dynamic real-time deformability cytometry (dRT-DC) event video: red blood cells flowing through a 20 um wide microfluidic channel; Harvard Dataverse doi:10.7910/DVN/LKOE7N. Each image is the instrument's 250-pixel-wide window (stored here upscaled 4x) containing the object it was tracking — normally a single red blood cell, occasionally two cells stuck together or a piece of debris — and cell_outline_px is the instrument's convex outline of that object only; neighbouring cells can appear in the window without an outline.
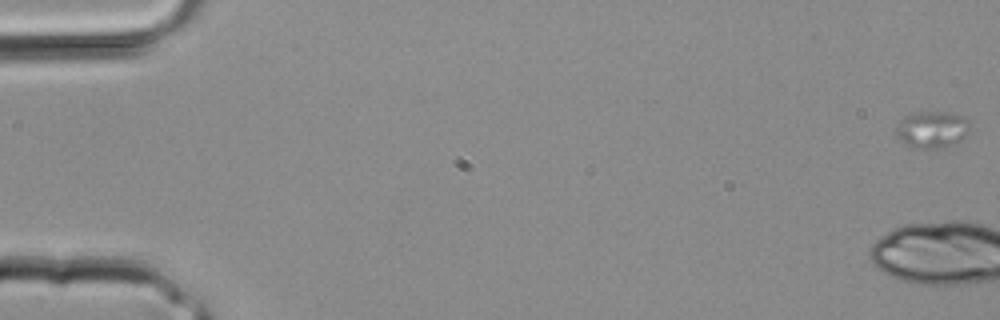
{"species": "common noctule bat (a hibernating species)", "species_latin": "Nyctalus noctula", "temperature_condition": "room temperature", "stored_images_in_passage": 2, "segment_of_instrument_passage": [2, 2], "camera_frame_rate_fps": 3000, "um_per_image_px": 0.085, "animal": {"sex": "male", "body_mass_g": 20.4}, "frame": {"image": 1, "passage_image": 2, "time_ms": 0.333, "image_size_px": [1000, 320], "cell_outline_px": [[968, 132], [960, 140], [936, 148], [916, 148], [904, 144], [900, 140], [896, 128], [896, 124], [904, 116], [916, 112], [944, 112], [964, 116], [968, 120]], "centroid_in_image_um": [79.18, 10.98], "position_along_channel_um": 5.8, "area_um2": 15.49}}